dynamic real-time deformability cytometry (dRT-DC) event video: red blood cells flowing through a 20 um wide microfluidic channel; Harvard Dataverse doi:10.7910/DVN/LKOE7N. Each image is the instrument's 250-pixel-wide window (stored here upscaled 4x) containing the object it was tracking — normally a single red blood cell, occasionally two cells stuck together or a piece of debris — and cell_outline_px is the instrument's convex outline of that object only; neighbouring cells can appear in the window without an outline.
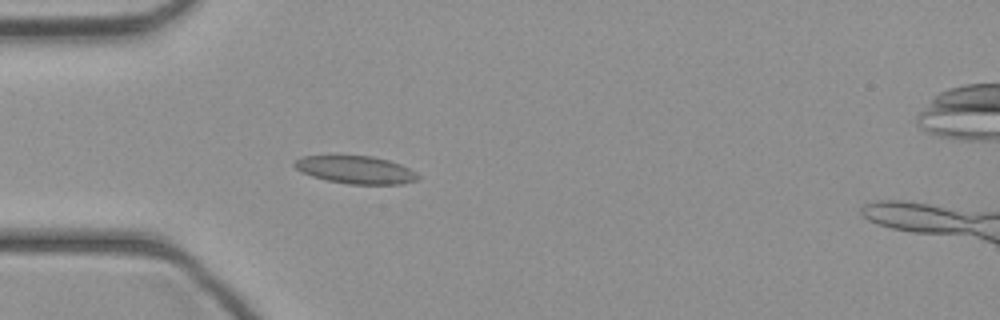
{"species": "common noctule bat (a hibernating species)", "species_latin": "Nyctalus noctula", "temperature_condition": "cold", "stored_images_in_passage": 45, "segment_of_instrument_passage": [1, 2], "camera_frame_rate_fps": 3000, "um_per_image_px": 0.085, "animal": {"sex": "female", "body_mass_g": 21.9}, "frame": {"image": 1, "passage_image": 12, "time_ms": 3.667, "image_size_px": [1000, 320], "cell_outline_px": [[420, 176], [416, 180], [400, 184], [348, 184], [328, 180], [312, 176], [296, 168], [292, 164], [300, 156], [372, 156], [388, 160], [400, 164], [416, 172]], "centroid_in_image_um": [30.24, 14.43], "position_along_channel_um": 54.8, "area_um2": 19.71}}
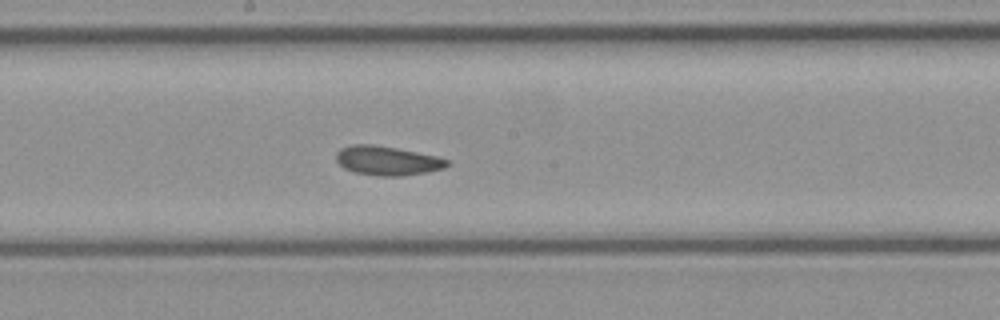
{"frame": {"image": 2, "passage_image": 23, "time_ms": 7.333, "image_size_px": [1000, 320], "cell_outline_px": [[448, 164], [444, 168], [428, 172], [400, 176], [380, 176], [356, 172], [344, 168], [336, 160], [336, 152], [340, 148], [352, 144], [372, 144], [396, 148], [436, 156], [448, 160]], "centroid_in_image_um": [32.89, 13.65], "position_along_channel_um": 215.3, "area_um2": 18.73}}
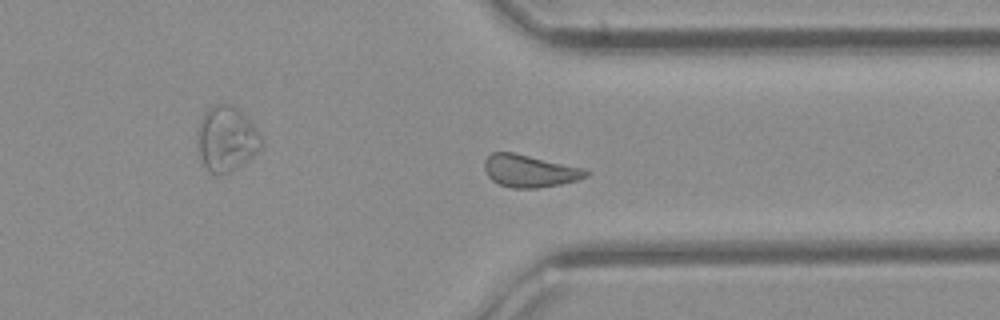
{"frame": {"image": 3, "passage_image": 33, "time_ms": 10.667, "image_size_px": [1000, 320], "cell_outline_px": [[588, 176], [576, 180], [560, 184], [536, 188], [512, 188], [500, 184], [492, 180], [488, 176], [484, 168], [484, 160], [492, 152], [512, 152], [584, 168], [588, 172]], "centroid_in_image_um": [44.99, 14.53], "position_along_channel_um": 366.4, "area_um2": 18.96}}